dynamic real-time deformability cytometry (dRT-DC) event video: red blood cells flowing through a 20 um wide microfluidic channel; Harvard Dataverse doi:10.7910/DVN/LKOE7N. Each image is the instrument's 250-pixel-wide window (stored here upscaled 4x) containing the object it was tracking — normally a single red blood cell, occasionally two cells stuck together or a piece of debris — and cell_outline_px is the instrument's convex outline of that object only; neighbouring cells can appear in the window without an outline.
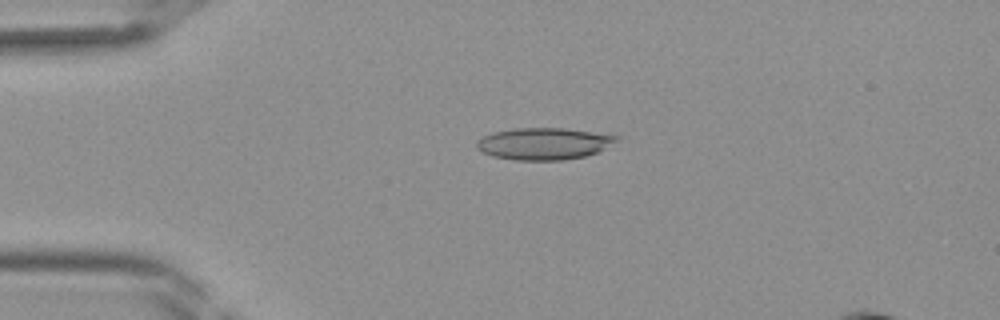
{"species": "Egyptian fruit bat (a non-hibernating species)", "species_latin": "Rousettus aegyptiacus", "temperature_condition": "room temperature", "stored_images_in_passage": 41, "segment_of_instrument_passage": [1, 2], "camera_frame_rate_fps": 3000, "um_per_image_px": 0.085, "frame": {"image": 1, "passage_image": 9, "time_ms": 2.667, "image_size_px": [1000, 320], "cell_outline_px": [[620, 136], [616, 140], [596, 152], [584, 156], [560, 160], [516, 160], [492, 156], [476, 148], [476, 140], [492, 132], [516, 128], [564, 128]], "centroid_in_image_um": [46.15, 12.2], "position_along_channel_um": 38.8, "area_um2": 25.61}}
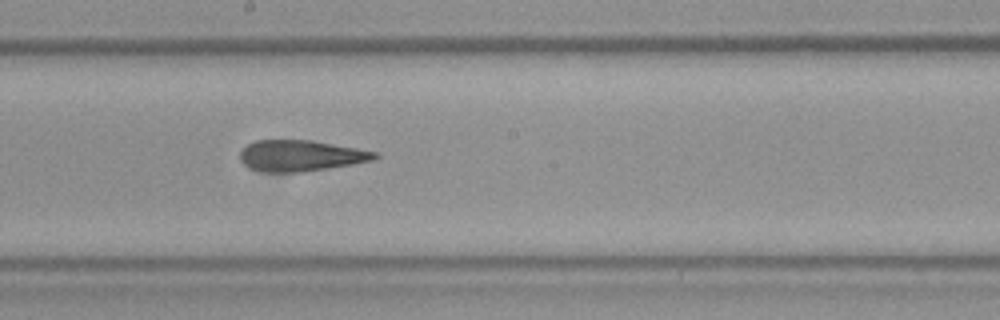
{"frame": {"image": 2, "passage_image": 22, "time_ms": 7.0, "image_size_px": [1000, 320], "cell_outline_px": [[380, 156], [372, 160], [352, 164], [328, 168], [300, 172], [260, 172], [248, 168], [240, 160], [240, 152], [248, 144], [256, 140], [312, 140], [380, 152]], "centroid_in_image_um": [25.56, 13.23], "position_along_channel_um": 222.6, "area_um2": 24.51}}
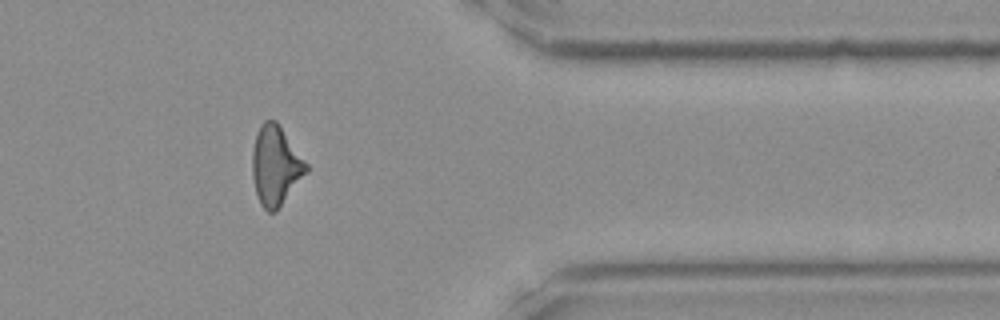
{"frame": {"image": 3, "passage_image": 33, "time_ms": 10.667, "image_size_px": [1000, 320], "cell_outline_px": [[308, 172], [276, 212], [268, 212], [260, 204], [256, 192], [252, 176], [252, 152], [256, 132], [260, 124], [264, 120], [276, 120], [308, 164]], "centroid_in_image_um": [23.42, 14.08], "position_along_channel_um": 388.0, "area_um2": 25.14}}